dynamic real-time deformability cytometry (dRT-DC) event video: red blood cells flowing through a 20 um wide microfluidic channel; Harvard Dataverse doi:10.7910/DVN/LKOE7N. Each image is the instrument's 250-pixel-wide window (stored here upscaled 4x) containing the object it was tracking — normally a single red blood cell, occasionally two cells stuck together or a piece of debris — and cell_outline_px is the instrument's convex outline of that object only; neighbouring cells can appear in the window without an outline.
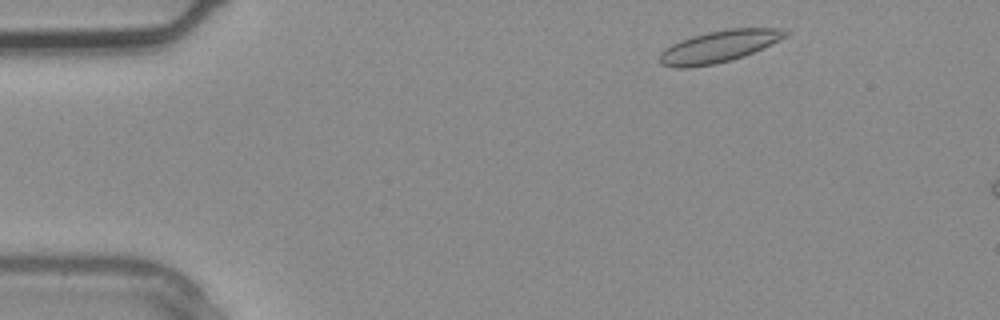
{"species": "common noctule bat (a hibernating species)", "species_latin": "Nyctalus noctula", "temperature_condition": "warm", "stored_images_in_passage": 3, "segment_of_instrument_passage": [1, 2], "camera_frame_rate_fps": 3000, "um_per_image_px": 0.085, "animal": {"sex": "male", "body_mass_g": 20.4}, "frame": {"image": 1, "passage_image": 1, "time_ms": 0.0, "image_size_px": [1000, 320], "cell_outline_px": [[788, 32], [784, 36], [744, 56], [732, 60], [716, 64], [688, 68], [676, 68], [660, 64], [660, 52], [664, 48], [680, 40], [692, 36], [708, 32], [728, 28], [780, 28]], "centroid_in_image_um": [61.01, 3.96], "position_along_channel_um": 24.0, "area_um2": 23.0}}